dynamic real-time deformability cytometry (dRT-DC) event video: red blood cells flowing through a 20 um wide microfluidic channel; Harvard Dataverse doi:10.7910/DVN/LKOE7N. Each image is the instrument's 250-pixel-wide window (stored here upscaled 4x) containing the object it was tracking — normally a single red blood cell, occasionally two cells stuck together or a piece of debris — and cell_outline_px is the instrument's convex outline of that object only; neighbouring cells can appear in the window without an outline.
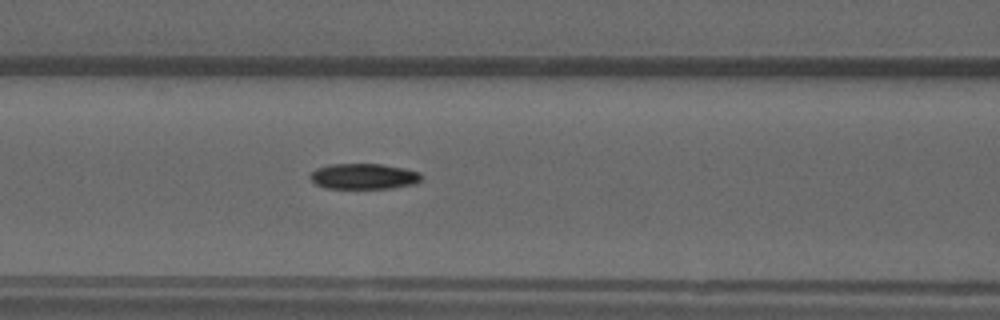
{"species": "common noctule bat (a hibernating species)", "species_latin": "Nyctalus noctula", "temperature_condition": "warm", "stored_images_in_passage": 41, "camera_frame_rate_fps": 3000, "um_per_image_px": 0.085, "animal": {"sex": "male", "forearm_length_mm": 52.5}, "frame": {"image": 1, "passage_image": 16, "time_ms": 5.0, "image_size_px": [1000, 320], "cell_outline_px": [[420, 180], [416, 184], [392, 188], [324, 188], [316, 184], [308, 176], [316, 168], [328, 164], [380, 164], [404, 168], [420, 172]], "centroid_in_image_um": [30.9, 14.99], "position_along_channel_um": 135.7, "area_um2": 16.65}}
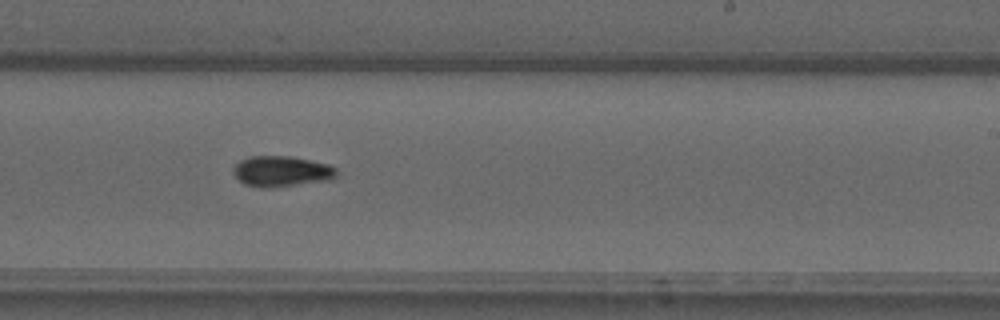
{"frame": {"image": 2, "passage_image": 26, "time_ms": 8.333, "image_size_px": [1000, 320], "cell_outline_px": [[336, 176], [332, 180], [272, 188], [260, 188], [244, 184], [232, 172], [232, 168], [240, 160], [248, 156], [288, 156], [328, 164], [336, 168]], "centroid_in_image_um": [23.91, 14.57], "position_along_channel_um": 265.1, "area_um2": 18.61}}
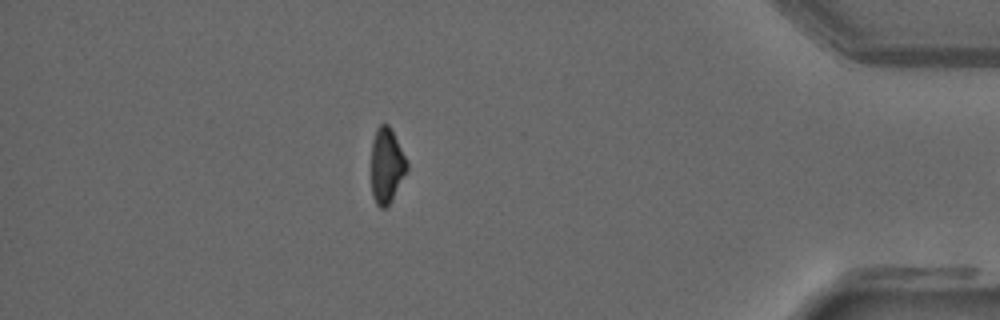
{"frame": {"image": 3, "passage_image": 40, "time_ms": 13.0, "image_size_px": [1000, 320], "cell_outline_px": [[408, 168], [388, 204], [384, 208], [380, 208], [376, 204], [372, 196], [372, 140], [376, 128], [380, 124], [388, 124], [392, 128], [408, 164]], "centroid_in_image_um": [32.85, 14.02], "position_along_channel_um": 402.4, "area_um2": 15.37}}